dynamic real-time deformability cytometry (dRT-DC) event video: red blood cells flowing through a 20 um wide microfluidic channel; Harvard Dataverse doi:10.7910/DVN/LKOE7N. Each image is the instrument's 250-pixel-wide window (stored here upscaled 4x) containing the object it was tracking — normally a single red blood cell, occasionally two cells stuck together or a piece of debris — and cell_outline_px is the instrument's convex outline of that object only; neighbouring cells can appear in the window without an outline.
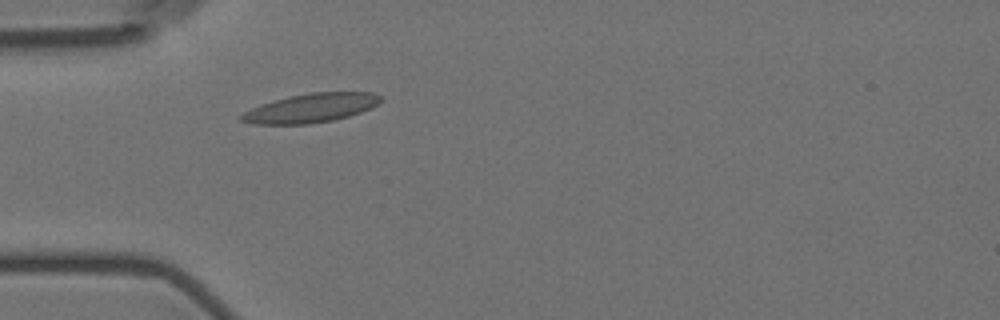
{"species": "Egyptian fruit bat (a non-hibernating species)", "species_latin": "Rousettus aegyptiacus", "temperature_condition": "room temperature", "stored_images_in_passage": 5, "camera_frame_rate_fps": 3000, "um_per_image_px": 0.085, "animal": {"sex": "female"}, "frame": {"image": 1, "passage_image": 5, "time_ms": 4.667, "image_size_px": [1000, 320], "cell_outline_px": [[384, 100], [380, 104], [372, 108], [348, 116], [332, 120], [308, 124], [256, 124], [240, 120], [240, 116], [244, 112], [260, 104], [292, 96], [312, 92], [372, 92], [380, 96]], "centroid_in_image_um": [26.48, 9.18], "position_along_channel_um": 58.5, "area_um2": 23.35}}